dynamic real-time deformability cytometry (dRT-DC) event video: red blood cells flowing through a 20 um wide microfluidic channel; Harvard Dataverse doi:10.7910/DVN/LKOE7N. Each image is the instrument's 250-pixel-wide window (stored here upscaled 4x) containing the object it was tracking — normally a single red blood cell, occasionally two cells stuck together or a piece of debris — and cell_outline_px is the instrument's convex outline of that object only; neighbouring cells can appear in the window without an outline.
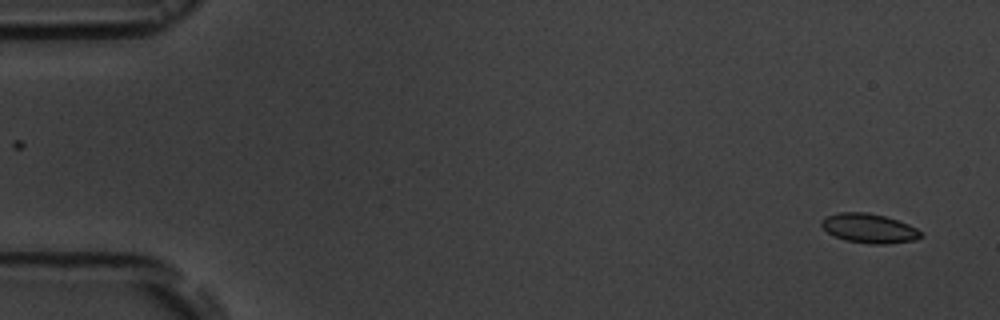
{"species": "common noctule bat (a hibernating species)", "species_latin": "Nyctalus noctula", "temperature_condition": "room temperature", "stored_images_in_passage": 2, "camera_frame_rate_fps": 3000, "um_per_image_px": 0.085, "animal": {"sex": "male", "body_mass_g": 19.5, "forearm_length_mm": 54.6}, "frame": {"image": 1, "passage_image": 2, "time_ms": 1.333, "image_size_px": [1000, 320], "cell_outline_px": [[924, 236], [916, 240], [888, 244], [868, 244], [844, 240], [828, 232], [820, 224], [820, 220], [824, 216], [840, 212], [868, 212], [884, 216], [908, 224], [916, 228]], "centroid_in_image_um": [73.86, 19.41], "position_along_channel_um": 11.1, "area_um2": 17.11}}